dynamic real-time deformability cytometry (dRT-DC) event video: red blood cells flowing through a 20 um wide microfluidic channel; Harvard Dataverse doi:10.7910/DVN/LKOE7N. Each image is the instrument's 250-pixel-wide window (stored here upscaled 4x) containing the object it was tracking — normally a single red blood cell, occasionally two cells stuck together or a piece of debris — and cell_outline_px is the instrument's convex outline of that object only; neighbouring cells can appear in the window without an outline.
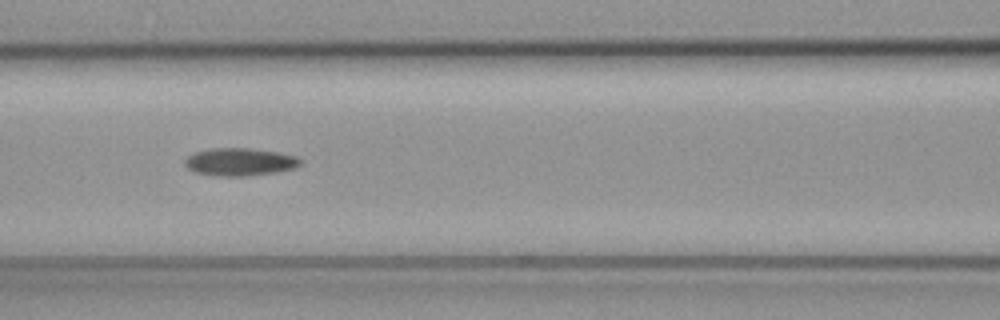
{"species": "common noctule bat (a hibernating species)", "species_latin": "Nyctalus noctula", "temperature_condition": "cold", "stored_images_in_passage": 35, "camera_frame_rate_fps": 3000, "um_per_image_px": 0.085, "animal": {"sex": "female", "body_mass_g": 19.3, "forearm_length_mm": 54.1}, "frame": {"image": 1, "passage_image": 11, "time_ms": 3.333, "image_size_px": [1000, 320], "cell_outline_px": [[300, 164], [296, 168], [276, 172], [248, 176], [216, 176], [196, 172], [188, 168], [184, 164], [184, 160], [188, 156], [196, 152], [212, 148], [248, 148], [276, 152], [296, 156], [300, 160]], "centroid_in_image_um": [20.38, 13.77], "position_along_channel_um": 146.2, "area_um2": 18.55}}